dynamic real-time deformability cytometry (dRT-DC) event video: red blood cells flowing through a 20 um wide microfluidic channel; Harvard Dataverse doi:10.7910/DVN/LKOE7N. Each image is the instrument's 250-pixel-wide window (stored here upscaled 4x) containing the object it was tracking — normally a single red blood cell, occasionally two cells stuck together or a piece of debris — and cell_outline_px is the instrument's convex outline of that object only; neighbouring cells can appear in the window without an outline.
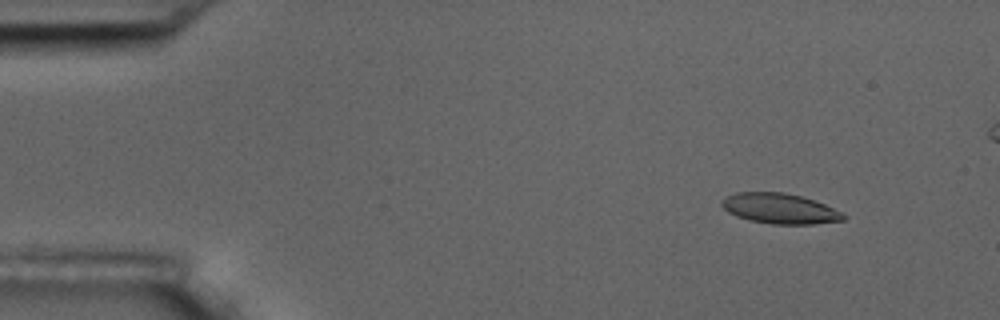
{"species": "common noctule bat (a hibernating species)", "species_latin": "Nyctalus noctula", "temperature_condition": "room temperature", "stored_images_in_passage": 5, "camera_frame_rate_fps": 3000, "um_per_image_px": 0.085, "animal": {"sex": "male", "body_mass_g": 17.5, "forearm_length_mm": 52.3}, "frame": {"image": 1, "passage_image": 2, "time_ms": 1.0, "image_size_px": [1000, 320], "cell_outline_px": [[848, 216], [844, 220], [812, 224], [772, 224], [748, 220], [736, 216], [728, 212], [720, 204], [720, 200], [736, 192], [784, 192], [800, 196], [824, 204]], "centroid_in_image_um": [66.25, 17.73], "position_along_channel_um": 18.8, "area_um2": 21.39}}